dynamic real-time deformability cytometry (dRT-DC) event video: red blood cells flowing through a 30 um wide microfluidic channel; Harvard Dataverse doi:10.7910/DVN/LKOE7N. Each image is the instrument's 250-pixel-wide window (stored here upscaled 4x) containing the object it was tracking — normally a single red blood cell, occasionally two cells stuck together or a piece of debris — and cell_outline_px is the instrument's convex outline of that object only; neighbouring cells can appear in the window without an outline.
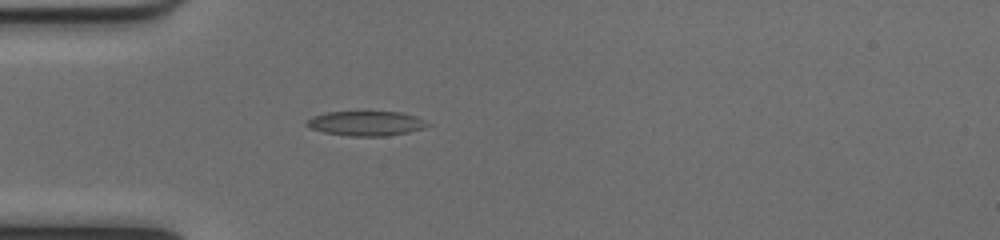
{"species": "common noctule bat (a hibernating species)", "species_latin": "Nyctalus noctula", "temperature_condition": "cold", "stored_images_in_passage": 37, "camera_frame_rate_fps": 3000, "um_per_image_px": 0.085, "animal": {"sex": "female", "body_mass_g": 17.0, "forearm_length_mm": 48.0}, "frame": {"image": 1, "passage_image": 1, "time_ms": 0.0, "image_size_px": [1000, 240], "cell_outline_px": [[432, 124], [424, 128], [408, 132], [388, 136], [348, 136], [324, 132], [312, 128], [304, 124], [312, 116], [328, 112], [400, 112], [416, 116]], "centroid_in_image_um": [31.14, 10.49], "position_along_channel_um": 53.9, "area_um2": 17.34}}
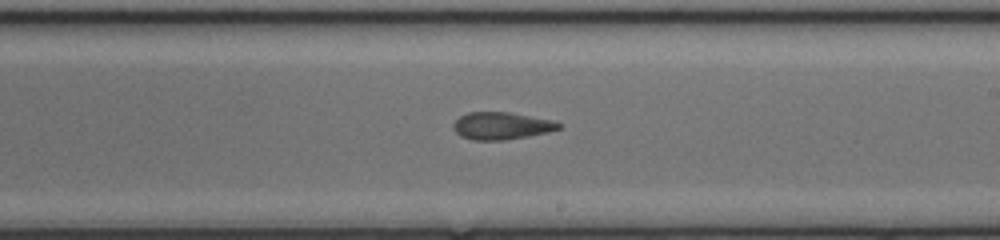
{"frame": {"image": 2, "passage_image": 16, "time_ms": 5.0, "image_size_px": [1000, 240], "cell_outline_px": [[560, 128], [548, 132], [528, 136], [504, 140], [472, 140], [460, 136], [452, 128], [452, 124], [460, 116], [468, 112], [508, 112], [552, 120], [560, 124]], "centroid_in_image_um": [42.58, 10.7], "position_along_channel_um": 246.4, "area_um2": 16.7}}
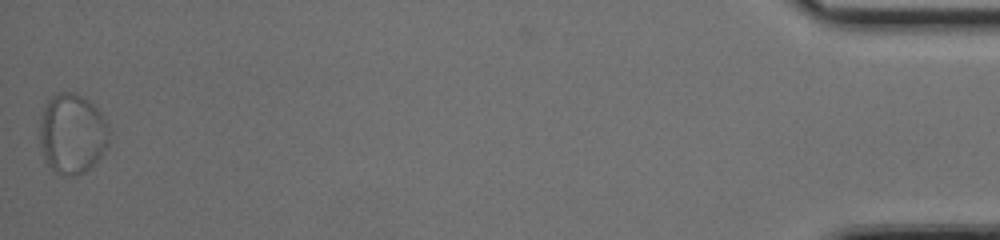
{"frame": {"image": 3, "passage_image": 37, "time_ms": 12.0, "image_size_px": [1000, 240], "cell_outline_px": [[108, 144], [96, 160], [84, 172], [76, 176], [72, 176], [56, 172], [44, 160], [40, 144], [40, 120], [44, 104], [56, 92], [72, 92], [88, 100], [100, 112], [108, 124]], "centroid_in_image_um": [6.1, 11.34], "position_along_channel_um": 429.1, "area_um2": 32.14}, "authors_computed_cell_mechanics": {"area_um2": 17.4556, "velocity_mm_per_s": 4.0004, "shape_relaxation_time_tau1_ms": null, "shape_relaxation_time_tau2_ms": 3.1514, "deformation_change_tau1": null, "deformation_change_tau2": 0.1049}}